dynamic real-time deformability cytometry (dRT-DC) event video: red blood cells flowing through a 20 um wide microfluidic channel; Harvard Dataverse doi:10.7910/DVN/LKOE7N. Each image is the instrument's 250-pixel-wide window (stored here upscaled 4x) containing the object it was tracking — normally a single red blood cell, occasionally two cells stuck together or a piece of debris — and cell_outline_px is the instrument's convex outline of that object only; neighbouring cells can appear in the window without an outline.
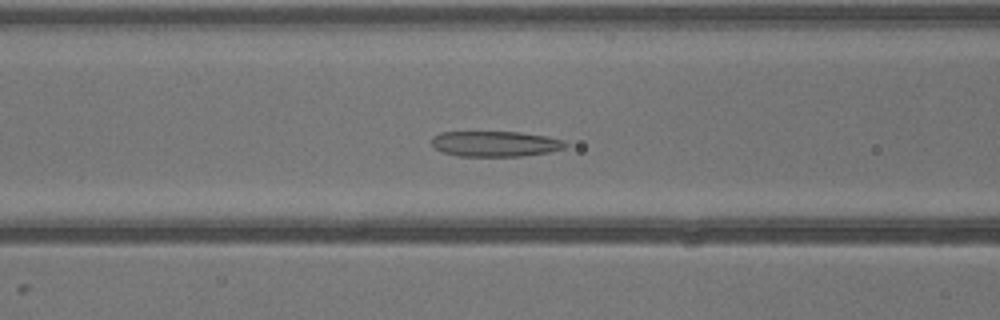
{"species": "common noctule bat (a hibernating species)", "species_latin": "Nyctalus noctula", "temperature_condition": "warm", "stored_images_in_passage": 41, "camera_frame_rate_fps": 3000, "um_per_image_px": 0.085, "animal": {"sex": "male", "body_mass_g": 13.3}, "frame": {"image": 1, "passage_image": 17, "time_ms": 5.333, "image_size_px": [1000, 320], "cell_outline_px": [[568, 144], [564, 148], [548, 152], [520, 156], [456, 156], [444, 152], [436, 148], [432, 144], [432, 136], [440, 132], [520, 132], [548, 136], [564, 140]], "centroid_in_image_um": [42.11, 12.22], "position_along_channel_um": 124.5, "area_um2": 19.88}}
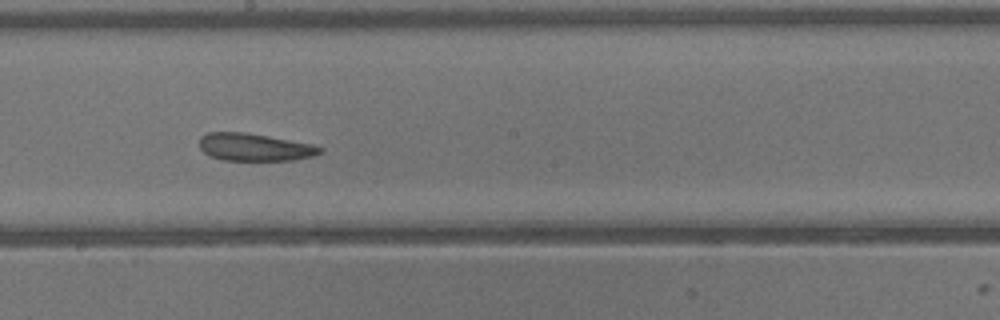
{"frame": {"image": 2, "passage_image": 23, "time_ms": 7.333, "image_size_px": [1000, 320], "cell_outline_px": [[324, 152], [316, 156], [292, 160], [224, 160], [208, 156], [200, 148], [200, 136], [208, 132], [244, 132], [268, 136], [312, 144], [324, 148]], "centroid_in_image_um": [21.66, 12.51], "position_along_channel_um": 226.5, "area_um2": 19.48}}
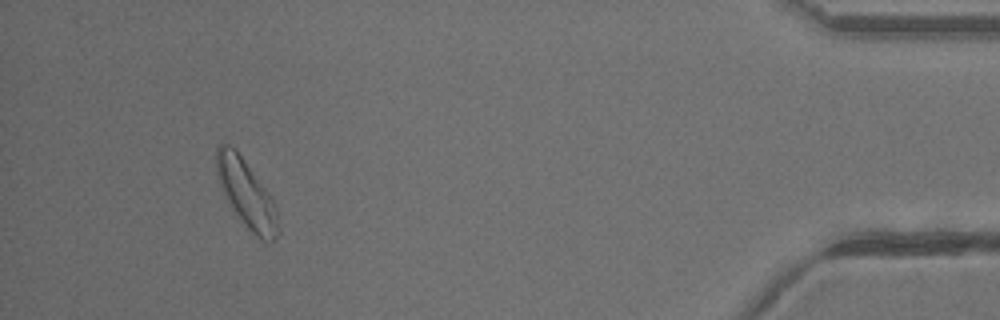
{"frame": {"image": 3, "passage_image": 38, "time_ms": 12.333, "image_size_px": [1000, 320], "cell_outline_px": [[280, 232], [276, 240], [260, 240], [232, 212], [224, 196], [216, 176], [216, 148], [224, 140], [240, 156], [268, 192], [276, 204]], "centroid_in_image_um": [20.93, 16.51], "position_along_channel_um": 414.3, "area_um2": 24.45}}